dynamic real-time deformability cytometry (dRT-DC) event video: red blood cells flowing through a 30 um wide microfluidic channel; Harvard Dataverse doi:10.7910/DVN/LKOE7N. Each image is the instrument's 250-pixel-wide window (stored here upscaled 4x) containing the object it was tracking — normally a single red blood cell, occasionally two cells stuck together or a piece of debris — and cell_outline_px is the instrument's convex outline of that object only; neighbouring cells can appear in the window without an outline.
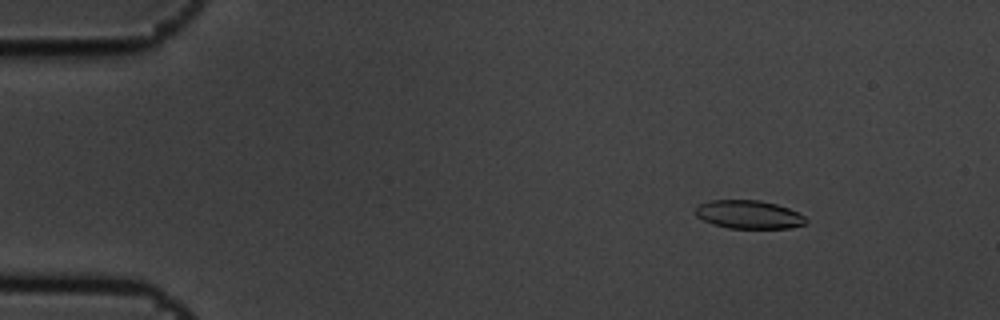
{"species": "common noctule bat (a hibernating species)", "species_latin": "Nyctalus noctula", "temperature_condition": "cold", "stored_images_in_passage": 8, "camera_frame_rate_fps": 3000, "um_per_image_px": 0.085, "animal": {"sex": "male", "body_mass_g": 19.5, "forearm_length_mm": 54.6}, "frame": {"image": 1, "passage_image": 3, "time_ms": 0.667, "image_size_px": [1000, 320], "cell_outline_px": [[808, 224], [788, 228], [728, 228], [712, 224], [696, 216], [696, 204], [712, 200], [760, 200], [776, 204], [788, 208], [804, 216], [808, 220]], "centroid_in_image_um": [63.64, 18.23], "position_along_channel_um": 21.4, "area_um2": 18.32}}
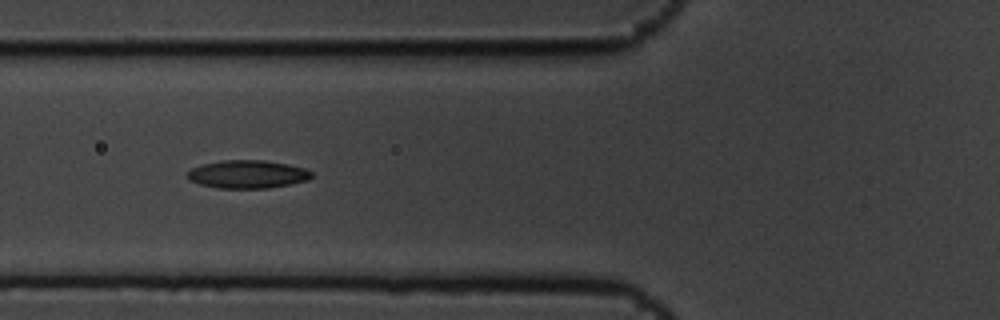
{"frame": {"image": 2, "passage_image": 7, "time_ms": 2.0, "image_size_px": [1000, 320], "cell_outline_px": [[312, 176], [308, 180], [268, 188], [220, 188], [200, 184], [188, 180], [188, 172], [192, 168], [204, 164], [224, 160], [264, 160], [288, 164], [304, 168], [312, 172]], "centroid_in_image_um": [21.05, 14.81], "position_along_channel_um": 104.8, "area_um2": 20.11}}
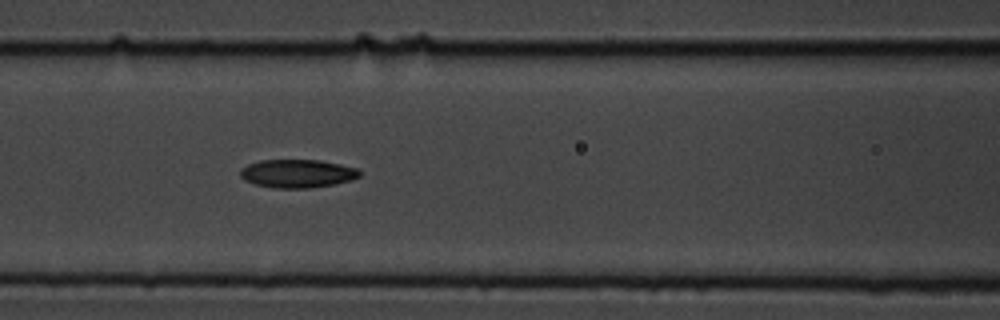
{"frame": {"image": 3, "passage_image": 8, "time_ms": 2.333, "image_size_px": [1000, 320], "cell_outline_px": [[360, 176], [352, 180], [336, 184], [308, 188], [276, 188], [256, 184], [244, 180], [240, 176], [240, 168], [248, 164], [260, 160], [320, 160], [340, 164], [356, 168], [360, 172]], "centroid_in_image_um": [25.27, 14.75], "position_along_channel_um": 141.3, "area_um2": 19.71}}